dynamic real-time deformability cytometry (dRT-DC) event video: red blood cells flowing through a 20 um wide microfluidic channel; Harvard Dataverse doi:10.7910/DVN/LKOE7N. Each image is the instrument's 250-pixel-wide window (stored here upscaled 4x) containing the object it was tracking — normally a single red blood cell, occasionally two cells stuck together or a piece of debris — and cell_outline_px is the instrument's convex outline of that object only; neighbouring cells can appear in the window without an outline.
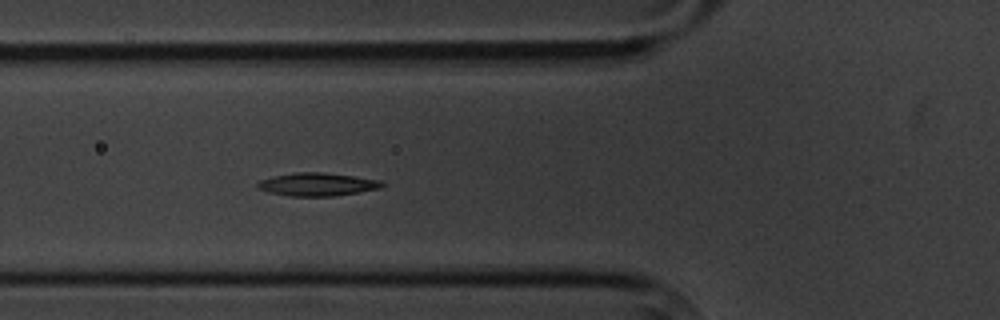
{"species": "common noctule bat (a hibernating species)", "species_latin": "Nyctalus noctula", "temperature_condition": "cold", "stored_images_in_passage": 6, "camera_frame_rate_fps": 3000, "um_per_image_px": 0.085, "animal": {"sex": "male", "body_mass_g": 20.1, "forearm_length_mm": 53.5}, "frame": {"image": 1, "passage_image": 6, "time_ms": 5.667, "image_size_px": [1000, 320], "cell_outline_px": [[384, 184], [380, 188], [332, 196], [288, 196], [268, 192], [260, 188], [256, 184], [260, 180], [272, 176], [296, 172], [324, 172], [384, 180]], "centroid_in_image_um": [26.97, 15.66], "position_along_channel_um": 98.8, "area_um2": 16.7}}